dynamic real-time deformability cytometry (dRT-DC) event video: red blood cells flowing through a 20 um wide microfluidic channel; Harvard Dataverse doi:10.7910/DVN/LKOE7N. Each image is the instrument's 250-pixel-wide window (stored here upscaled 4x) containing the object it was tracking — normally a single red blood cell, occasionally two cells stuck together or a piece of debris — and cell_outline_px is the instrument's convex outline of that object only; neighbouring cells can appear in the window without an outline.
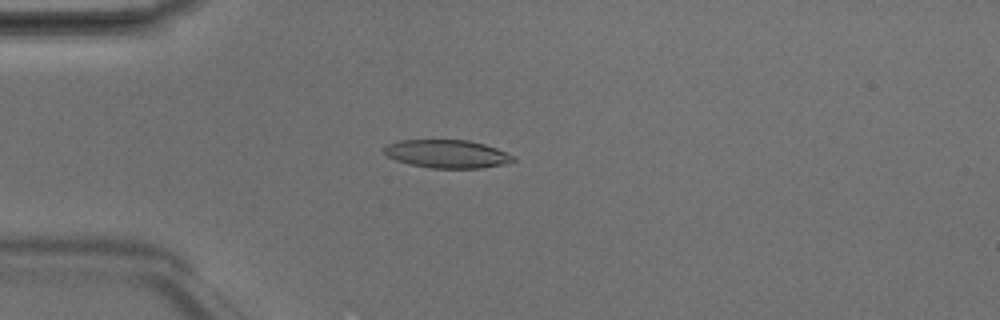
{"species": "Egyptian fruit bat (a non-hibernating species)", "species_latin": "Rousettus aegyptiacus", "temperature_condition": "room temperature", "stored_images_in_passage": 5, "camera_frame_rate_fps": 3000, "um_per_image_px": 0.085, "animal": {"sex": "male"}, "frame": {"image": 1, "passage_image": 4, "time_ms": 1.0, "image_size_px": [1000, 320], "cell_outline_px": [[516, 160], [504, 164], [480, 168], [432, 168], [412, 164], [396, 160], [388, 156], [384, 152], [384, 148], [388, 144], [400, 140], [468, 140], [484, 144], [496, 148], [516, 156]], "centroid_in_image_um": [38.04, 13.08], "position_along_channel_um": 47.0, "area_um2": 21.04}}